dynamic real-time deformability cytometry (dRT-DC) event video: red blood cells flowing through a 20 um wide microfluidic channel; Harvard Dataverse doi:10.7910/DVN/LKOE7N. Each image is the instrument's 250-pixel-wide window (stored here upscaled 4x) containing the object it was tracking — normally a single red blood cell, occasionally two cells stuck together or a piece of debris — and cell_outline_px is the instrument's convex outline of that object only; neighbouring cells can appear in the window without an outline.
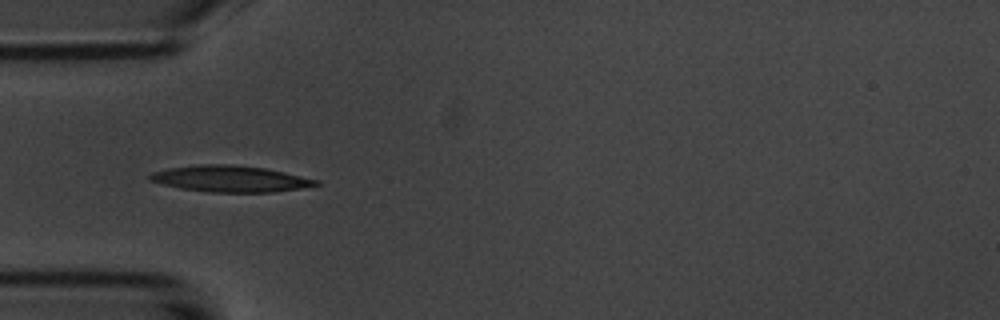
{"species": "common noctule bat (a hibernating species)", "species_latin": "Nyctalus noctula", "temperature_condition": "room temperature", "stored_images_in_passage": 4, "camera_frame_rate_fps": 3000, "um_per_image_px": 0.085, "animal": {"sex": "male", "body_mass_g": 20.1, "forearm_length_mm": 53.5}, "frame": {"image": 1, "passage_image": 3, "time_ms": 2.333, "image_size_px": [1000, 320], "cell_outline_px": [[320, 184], [300, 188], [272, 192], [212, 192], [180, 188], [148, 180], [148, 176], [152, 172], [168, 168], [196, 164], [236, 164], [264, 168], [284, 172], [320, 180]], "centroid_in_image_um": [19.56, 15.18], "position_along_channel_um": 65.4, "area_um2": 25.43}}